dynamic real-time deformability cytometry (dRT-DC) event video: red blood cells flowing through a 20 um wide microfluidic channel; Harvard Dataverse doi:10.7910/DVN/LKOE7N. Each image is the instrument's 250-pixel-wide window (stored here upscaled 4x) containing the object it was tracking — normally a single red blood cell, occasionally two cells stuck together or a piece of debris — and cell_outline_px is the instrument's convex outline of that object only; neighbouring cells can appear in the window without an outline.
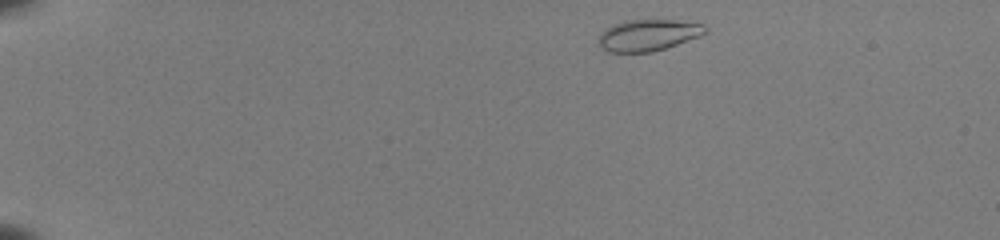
{"species": "common noctule bat (a hibernating species)", "species_latin": "Nyctalus noctula", "temperature_condition": "room temperature", "stored_images_in_passage": 44, "camera_frame_rate_fps": 3000, "um_per_image_px": 0.085, "animal": {"sex": "female", "body_mass_g": 22.0, "forearm_length_mm": 56.7}, "frame": {"image": 1, "passage_image": 1, "time_ms": 0.0, "image_size_px": [1000, 240], "cell_outline_px": [[708, 32], [700, 36], [652, 52], [608, 52], [600, 48], [600, 32], [612, 24], [624, 20], [672, 20], [704, 24], [708, 28]], "centroid_in_image_um": [55.08, 2.98], "position_along_channel_um": 29.9, "area_um2": 19.54}}
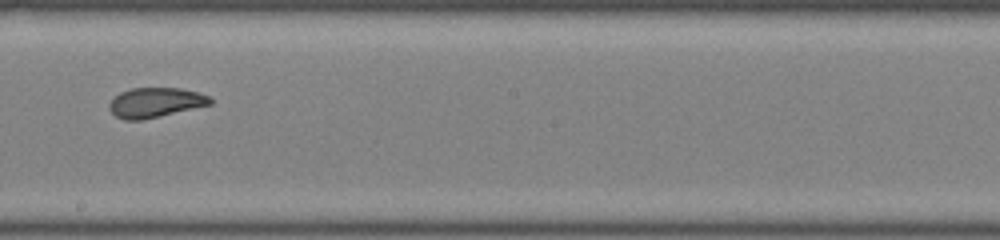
{"frame": {"image": 2, "passage_image": 24, "time_ms": 7.667, "image_size_px": [1000, 240], "cell_outline_px": [[212, 104], [140, 120], [124, 120], [116, 116], [108, 108], [108, 104], [120, 92], [132, 88], [180, 88], [200, 92], [208, 96], [212, 100]], "centroid_in_image_um": [13.2, 8.7], "position_along_channel_um": 235.0, "area_um2": 17.34}}
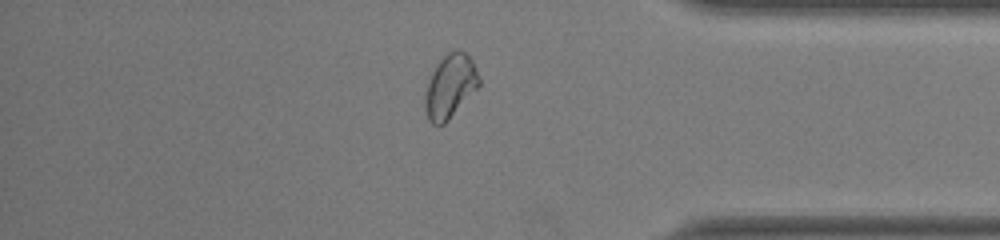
{"frame": {"image": 3, "passage_image": 37, "time_ms": 12.0, "image_size_px": [1000, 240], "cell_outline_px": [[480, 84], [448, 120], [444, 124], [432, 124], [428, 120], [424, 104], [424, 96], [428, 80], [436, 64], [448, 52], [456, 48], [464, 52], [472, 60], [480, 76]], "centroid_in_image_um": [38.24, 7.31], "position_along_channel_um": 397.0, "area_um2": 19.94}, "authors_computed_cell_mechanics": {"area_um2": 19.1896, "velocity_mm_per_s": 3.9948, "shape_relaxation_time_tau1_ms": 5.506, "shape_relaxation_time_tau2_ms": 0.6348, "deformation_change_tau1": 0.1795, "deformation_change_tau2": 0.0612}}